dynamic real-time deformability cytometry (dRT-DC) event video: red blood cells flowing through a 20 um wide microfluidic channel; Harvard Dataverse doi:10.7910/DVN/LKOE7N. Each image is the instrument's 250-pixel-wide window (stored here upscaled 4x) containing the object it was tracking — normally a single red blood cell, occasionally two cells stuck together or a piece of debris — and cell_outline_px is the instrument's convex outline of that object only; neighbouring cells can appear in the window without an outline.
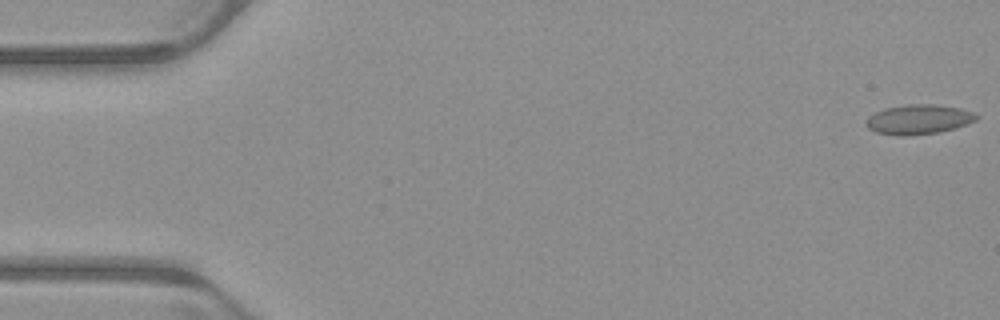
{"species": "common noctule bat (a hibernating species)", "species_latin": "Nyctalus noctula", "temperature_condition": "warm", "stored_images_in_passage": 24, "camera_frame_rate_fps": 3000, "um_per_image_px": 0.085, "animal": {"sex": "male", "body_mass_g": 23.1, "forearm_length_mm": 52.7}, "frame": {"image": 1, "passage_image": 1, "time_ms": 0.0, "image_size_px": [1000, 320], "cell_outline_px": [[976, 120], [952, 128], [936, 132], [876, 132], [868, 128], [864, 124], [868, 116], [884, 108], [908, 104], [932, 104], [960, 108], [972, 112], [976, 116]], "centroid_in_image_um": [78.05, 10.08], "position_along_channel_um": 6.9, "area_um2": 17.8}}
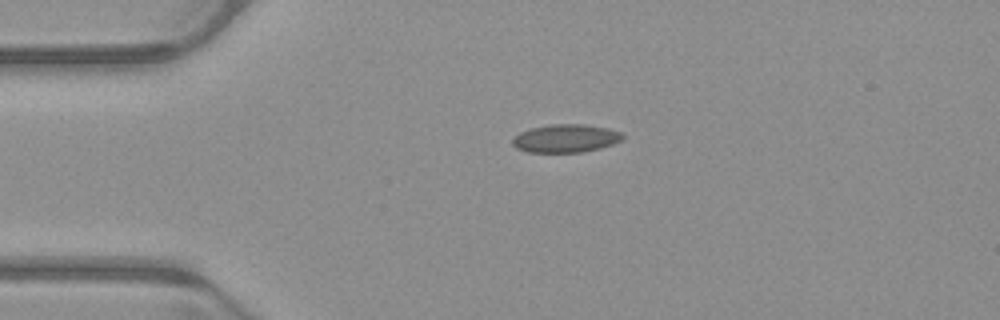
{"frame": {"image": 2, "passage_image": 12, "time_ms": 3.667, "image_size_px": [1000, 320], "cell_outline_px": [[624, 136], [620, 140], [612, 144], [580, 152], [528, 152], [516, 148], [512, 144], [512, 140], [520, 132], [532, 128], [552, 124], [580, 124], [608, 128], [620, 132]], "centroid_in_image_um": [48.05, 11.76], "position_along_channel_um": 37.0, "area_um2": 17.69}}